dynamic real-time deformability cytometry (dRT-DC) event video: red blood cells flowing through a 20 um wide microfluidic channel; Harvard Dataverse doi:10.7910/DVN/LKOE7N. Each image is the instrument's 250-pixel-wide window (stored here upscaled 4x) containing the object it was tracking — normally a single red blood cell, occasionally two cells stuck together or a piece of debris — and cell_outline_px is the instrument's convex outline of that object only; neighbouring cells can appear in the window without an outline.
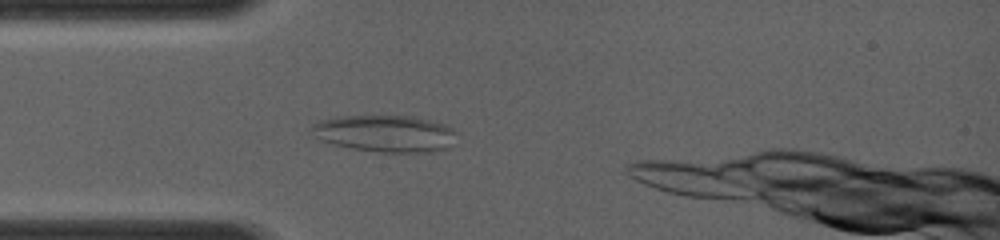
{"species": "common noctule bat (a hibernating species)", "species_latin": "Nyctalus noctula", "temperature_condition": "room temperature", "stored_images_in_passage": 37, "camera_frame_rate_fps": 4000, "um_per_image_px": 0.085, "animal": {"sex": "female", "body_mass_g": 19.0, "forearm_length_mm": 56.7}, "frame": {"image": 1, "passage_image": 6, "time_ms": 1.25, "image_size_px": [1000, 240], "cell_outline_px": [[456, 132], [444, 148], [432, 152], [380, 152], [352, 148], [332, 144], [320, 140], [308, 132], [308, 128], [316, 120], [336, 116], [412, 116], [444, 124], [452, 128]], "centroid_in_image_um": [32.58, 11.33], "position_along_channel_um": 52.4, "area_um2": 31.1}}
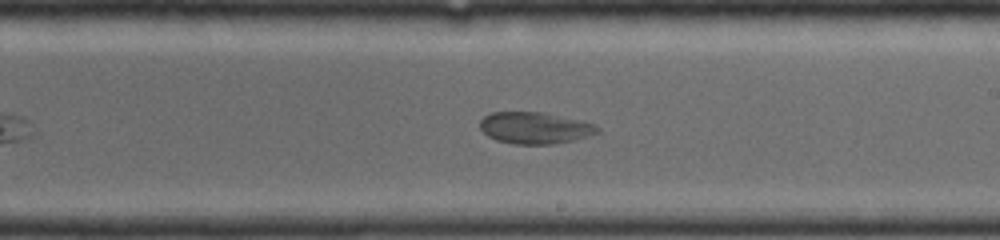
{"frame": {"image": 2, "passage_image": 22, "time_ms": 5.5, "image_size_px": [1000, 240], "cell_outline_px": [[600, 132], [588, 136], [556, 144], [516, 144], [496, 140], [488, 136], [480, 128], [480, 120], [484, 116], [492, 112], [544, 112], [580, 120], [596, 124], [600, 128]], "centroid_in_image_um": [45.48, 10.87], "position_along_channel_um": 243.5, "area_um2": 21.73}}
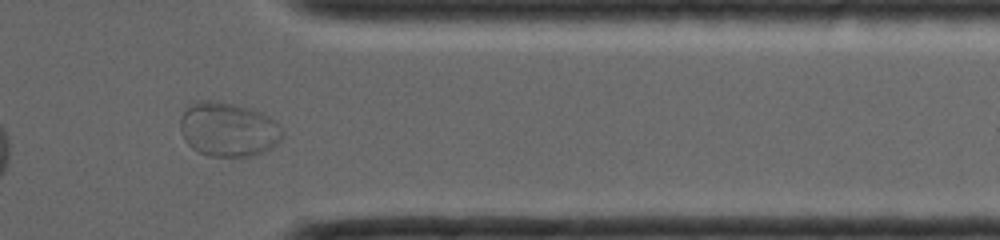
{"frame": {"image": 3, "passage_image": 33, "time_ms": 8.75, "image_size_px": [1000, 240], "cell_outline_px": [[284, 132], [280, 140], [272, 148], [264, 152], [252, 156], [208, 156], [192, 148], [184, 140], [180, 132], [180, 116], [192, 100], [212, 100], [252, 108], [276, 120], [280, 124]], "centroid_in_image_um": [19.39, 10.99], "position_along_channel_um": 392.0, "area_um2": 32.83}}